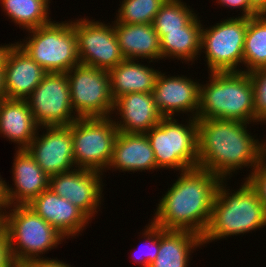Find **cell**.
Here are the masks:
<instances>
[{
  "label": "cell",
  "instance_id": "cell-12",
  "mask_svg": "<svg viewBox=\"0 0 266 267\" xmlns=\"http://www.w3.org/2000/svg\"><path fill=\"white\" fill-rule=\"evenodd\" d=\"M78 18L74 20L78 56L81 64L109 71L125 60L113 23ZM110 24V25H108Z\"/></svg>",
  "mask_w": 266,
  "mask_h": 267
},
{
  "label": "cell",
  "instance_id": "cell-29",
  "mask_svg": "<svg viewBox=\"0 0 266 267\" xmlns=\"http://www.w3.org/2000/svg\"><path fill=\"white\" fill-rule=\"evenodd\" d=\"M167 0H122L112 22L152 24L155 15Z\"/></svg>",
  "mask_w": 266,
  "mask_h": 267
},
{
  "label": "cell",
  "instance_id": "cell-17",
  "mask_svg": "<svg viewBox=\"0 0 266 267\" xmlns=\"http://www.w3.org/2000/svg\"><path fill=\"white\" fill-rule=\"evenodd\" d=\"M113 122L119 132L145 134L164 117L154 103L152 93L134 92L124 94L114 100ZM121 116V117H120ZM121 119V120H119ZM118 120V121H117Z\"/></svg>",
  "mask_w": 266,
  "mask_h": 267
},
{
  "label": "cell",
  "instance_id": "cell-27",
  "mask_svg": "<svg viewBox=\"0 0 266 267\" xmlns=\"http://www.w3.org/2000/svg\"><path fill=\"white\" fill-rule=\"evenodd\" d=\"M243 72L266 67V14L248 18L243 47Z\"/></svg>",
  "mask_w": 266,
  "mask_h": 267
},
{
  "label": "cell",
  "instance_id": "cell-3",
  "mask_svg": "<svg viewBox=\"0 0 266 267\" xmlns=\"http://www.w3.org/2000/svg\"><path fill=\"white\" fill-rule=\"evenodd\" d=\"M222 180L217 187L209 225L202 236V243L238 236L261 230L266 226V210L251 184L244 180L232 192ZM228 188V189H227Z\"/></svg>",
  "mask_w": 266,
  "mask_h": 267
},
{
  "label": "cell",
  "instance_id": "cell-20",
  "mask_svg": "<svg viewBox=\"0 0 266 267\" xmlns=\"http://www.w3.org/2000/svg\"><path fill=\"white\" fill-rule=\"evenodd\" d=\"M111 169L124 173L158 169L152 146L146 134L119 132L114 142L112 158L107 171Z\"/></svg>",
  "mask_w": 266,
  "mask_h": 267
},
{
  "label": "cell",
  "instance_id": "cell-40",
  "mask_svg": "<svg viewBox=\"0 0 266 267\" xmlns=\"http://www.w3.org/2000/svg\"><path fill=\"white\" fill-rule=\"evenodd\" d=\"M4 230V214L0 213V233Z\"/></svg>",
  "mask_w": 266,
  "mask_h": 267
},
{
  "label": "cell",
  "instance_id": "cell-10",
  "mask_svg": "<svg viewBox=\"0 0 266 267\" xmlns=\"http://www.w3.org/2000/svg\"><path fill=\"white\" fill-rule=\"evenodd\" d=\"M71 105L78 118L111 117L114 100L109 72L79 63L67 72Z\"/></svg>",
  "mask_w": 266,
  "mask_h": 267
},
{
  "label": "cell",
  "instance_id": "cell-19",
  "mask_svg": "<svg viewBox=\"0 0 266 267\" xmlns=\"http://www.w3.org/2000/svg\"><path fill=\"white\" fill-rule=\"evenodd\" d=\"M48 72L15 44L4 66V89L8 99H26Z\"/></svg>",
  "mask_w": 266,
  "mask_h": 267
},
{
  "label": "cell",
  "instance_id": "cell-32",
  "mask_svg": "<svg viewBox=\"0 0 266 267\" xmlns=\"http://www.w3.org/2000/svg\"><path fill=\"white\" fill-rule=\"evenodd\" d=\"M246 180L258 192V196L266 210V153L261 158L259 165Z\"/></svg>",
  "mask_w": 266,
  "mask_h": 267
},
{
  "label": "cell",
  "instance_id": "cell-38",
  "mask_svg": "<svg viewBox=\"0 0 266 267\" xmlns=\"http://www.w3.org/2000/svg\"><path fill=\"white\" fill-rule=\"evenodd\" d=\"M251 7L258 14H266V0H249Z\"/></svg>",
  "mask_w": 266,
  "mask_h": 267
},
{
  "label": "cell",
  "instance_id": "cell-30",
  "mask_svg": "<svg viewBox=\"0 0 266 267\" xmlns=\"http://www.w3.org/2000/svg\"><path fill=\"white\" fill-rule=\"evenodd\" d=\"M164 230H165L164 228L156 226L152 221L149 222L147 226H145V229L142 232V238L145 239V242H143V244H145L144 247L146 246L147 248L143 249L144 247L142 246L143 247V248L141 247L142 250L140 248L138 249V251H136L137 253V255H135L136 258H133L134 263H136L140 267H150V264L156 259V256L158 255L159 235Z\"/></svg>",
  "mask_w": 266,
  "mask_h": 267
},
{
  "label": "cell",
  "instance_id": "cell-16",
  "mask_svg": "<svg viewBox=\"0 0 266 267\" xmlns=\"http://www.w3.org/2000/svg\"><path fill=\"white\" fill-rule=\"evenodd\" d=\"M27 206L66 239L81 235L80 232L91 222L78 207L49 188L34 198Z\"/></svg>",
  "mask_w": 266,
  "mask_h": 267
},
{
  "label": "cell",
  "instance_id": "cell-2",
  "mask_svg": "<svg viewBox=\"0 0 266 267\" xmlns=\"http://www.w3.org/2000/svg\"><path fill=\"white\" fill-rule=\"evenodd\" d=\"M180 173L159 199L151 221L165 230H185L202 237L222 179L199 167Z\"/></svg>",
  "mask_w": 266,
  "mask_h": 267
},
{
  "label": "cell",
  "instance_id": "cell-24",
  "mask_svg": "<svg viewBox=\"0 0 266 267\" xmlns=\"http://www.w3.org/2000/svg\"><path fill=\"white\" fill-rule=\"evenodd\" d=\"M202 237L185 230H164L159 235V251L150 267H188L190 256L202 248Z\"/></svg>",
  "mask_w": 266,
  "mask_h": 267
},
{
  "label": "cell",
  "instance_id": "cell-1",
  "mask_svg": "<svg viewBox=\"0 0 266 267\" xmlns=\"http://www.w3.org/2000/svg\"><path fill=\"white\" fill-rule=\"evenodd\" d=\"M249 124L227 119H198V167L226 181L236 170L247 167L252 171L243 179L246 180L266 153V140L255 139L247 129Z\"/></svg>",
  "mask_w": 266,
  "mask_h": 267
},
{
  "label": "cell",
  "instance_id": "cell-34",
  "mask_svg": "<svg viewBox=\"0 0 266 267\" xmlns=\"http://www.w3.org/2000/svg\"><path fill=\"white\" fill-rule=\"evenodd\" d=\"M220 6L232 9H241V17L251 18L258 13L251 7L249 0H217ZM233 7V8H232Z\"/></svg>",
  "mask_w": 266,
  "mask_h": 267
},
{
  "label": "cell",
  "instance_id": "cell-23",
  "mask_svg": "<svg viewBox=\"0 0 266 267\" xmlns=\"http://www.w3.org/2000/svg\"><path fill=\"white\" fill-rule=\"evenodd\" d=\"M138 62L135 59H125L108 71L113 100L134 92L152 93L160 71Z\"/></svg>",
  "mask_w": 266,
  "mask_h": 267
},
{
  "label": "cell",
  "instance_id": "cell-26",
  "mask_svg": "<svg viewBox=\"0 0 266 267\" xmlns=\"http://www.w3.org/2000/svg\"><path fill=\"white\" fill-rule=\"evenodd\" d=\"M0 3L11 22L26 31L51 22L50 0H0Z\"/></svg>",
  "mask_w": 266,
  "mask_h": 267
},
{
  "label": "cell",
  "instance_id": "cell-37",
  "mask_svg": "<svg viewBox=\"0 0 266 267\" xmlns=\"http://www.w3.org/2000/svg\"><path fill=\"white\" fill-rule=\"evenodd\" d=\"M15 44H16V42L11 43V44L10 43L5 44V45L1 44V46H0V70H4V66L6 64L8 54Z\"/></svg>",
  "mask_w": 266,
  "mask_h": 267
},
{
  "label": "cell",
  "instance_id": "cell-21",
  "mask_svg": "<svg viewBox=\"0 0 266 267\" xmlns=\"http://www.w3.org/2000/svg\"><path fill=\"white\" fill-rule=\"evenodd\" d=\"M40 126L33 117L26 99L0 100V135L26 149Z\"/></svg>",
  "mask_w": 266,
  "mask_h": 267
},
{
  "label": "cell",
  "instance_id": "cell-4",
  "mask_svg": "<svg viewBox=\"0 0 266 267\" xmlns=\"http://www.w3.org/2000/svg\"><path fill=\"white\" fill-rule=\"evenodd\" d=\"M209 76L207 83L200 84L197 119L259 124L255 119L253 86L247 72H212Z\"/></svg>",
  "mask_w": 266,
  "mask_h": 267
},
{
  "label": "cell",
  "instance_id": "cell-13",
  "mask_svg": "<svg viewBox=\"0 0 266 267\" xmlns=\"http://www.w3.org/2000/svg\"><path fill=\"white\" fill-rule=\"evenodd\" d=\"M102 175L97 171L75 168L50 176L49 189L70 201L92 221L103 204Z\"/></svg>",
  "mask_w": 266,
  "mask_h": 267
},
{
  "label": "cell",
  "instance_id": "cell-36",
  "mask_svg": "<svg viewBox=\"0 0 266 267\" xmlns=\"http://www.w3.org/2000/svg\"><path fill=\"white\" fill-rule=\"evenodd\" d=\"M9 207L8 199L6 196V182L0 175V213H5Z\"/></svg>",
  "mask_w": 266,
  "mask_h": 267
},
{
  "label": "cell",
  "instance_id": "cell-35",
  "mask_svg": "<svg viewBox=\"0 0 266 267\" xmlns=\"http://www.w3.org/2000/svg\"><path fill=\"white\" fill-rule=\"evenodd\" d=\"M24 267H71L70 264H66V262L64 263L62 260H56L54 258H38V259H33L30 260L28 262H26L24 265ZM74 267V266H73Z\"/></svg>",
  "mask_w": 266,
  "mask_h": 267
},
{
  "label": "cell",
  "instance_id": "cell-7",
  "mask_svg": "<svg viewBox=\"0 0 266 267\" xmlns=\"http://www.w3.org/2000/svg\"><path fill=\"white\" fill-rule=\"evenodd\" d=\"M180 124L176 118H163L145 134L152 146L158 169L181 171L198 167V119Z\"/></svg>",
  "mask_w": 266,
  "mask_h": 267
},
{
  "label": "cell",
  "instance_id": "cell-18",
  "mask_svg": "<svg viewBox=\"0 0 266 267\" xmlns=\"http://www.w3.org/2000/svg\"><path fill=\"white\" fill-rule=\"evenodd\" d=\"M14 157L12 166L14 187L6 182L8 203L9 206L28 205L34 198L49 188L50 177L26 149H17Z\"/></svg>",
  "mask_w": 266,
  "mask_h": 267
},
{
  "label": "cell",
  "instance_id": "cell-14",
  "mask_svg": "<svg viewBox=\"0 0 266 267\" xmlns=\"http://www.w3.org/2000/svg\"><path fill=\"white\" fill-rule=\"evenodd\" d=\"M41 129L44 131L41 134ZM46 132H45V130ZM26 150L50 177L76 168L73 155L71 124L69 126H41Z\"/></svg>",
  "mask_w": 266,
  "mask_h": 267
},
{
  "label": "cell",
  "instance_id": "cell-6",
  "mask_svg": "<svg viewBox=\"0 0 266 267\" xmlns=\"http://www.w3.org/2000/svg\"><path fill=\"white\" fill-rule=\"evenodd\" d=\"M55 22L27 30L26 40L16 44L48 73H67L80 63L74 19Z\"/></svg>",
  "mask_w": 266,
  "mask_h": 267
},
{
  "label": "cell",
  "instance_id": "cell-31",
  "mask_svg": "<svg viewBox=\"0 0 266 267\" xmlns=\"http://www.w3.org/2000/svg\"><path fill=\"white\" fill-rule=\"evenodd\" d=\"M254 92L255 119L266 124V67L248 73Z\"/></svg>",
  "mask_w": 266,
  "mask_h": 267
},
{
  "label": "cell",
  "instance_id": "cell-39",
  "mask_svg": "<svg viewBox=\"0 0 266 267\" xmlns=\"http://www.w3.org/2000/svg\"><path fill=\"white\" fill-rule=\"evenodd\" d=\"M4 98H6L4 89V70H0V100Z\"/></svg>",
  "mask_w": 266,
  "mask_h": 267
},
{
  "label": "cell",
  "instance_id": "cell-8",
  "mask_svg": "<svg viewBox=\"0 0 266 267\" xmlns=\"http://www.w3.org/2000/svg\"><path fill=\"white\" fill-rule=\"evenodd\" d=\"M118 133L112 117L75 120L71 135L76 168L106 172Z\"/></svg>",
  "mask_w": 266,
  "mask_h": 267
},
{
  "label": "cell",
  "instance_id": "cell-5",
  "mask_svg": "<svg viewBox=\"0 0 266 267\" xmlns=\"http://www.w3.org/2000/svg\"><path fill=\"white\" fill-rule=\"evenodd\" d=\"M7 211L4 213V231L17 265L43 258V253L58 247L66 239L27 205L9 206Z\"/></svg>",
  "mask_w": 266,
  "mask_h": 267
},
{
  "label": "cell",
  "instance_id": "cell-15",
  "mask_svg": "<svg viewBox=\"0 0 266 267\" xmlns=\"http://www.w3.org/2000/svg\"><path fill=\"white\" fill-rule=\"evenodd\" d=\"M159 72L152 95L154 103L164 118H174L179 113L197 118L200 105V84L184 75L170 76ZM177 113V114H176Z\"/></svg>",
  "mask_w": 266,
  "mask_h": 267
},
{
  "label": "cell",
  "instance_id": "cell-22",
  "mask_svg": "<svg viewBox=\"0 0 266 267\" xmlns=\"http://www.w3.org/2000/svg\"><path fill=\"white\" fill-rule=\"evenodd\" d=\"M113 28L125 59H148V63L162 60L160 39L153 24L113 22Z\"/></svg>",
  "mask_w": 266,
  "mask_h": 267
},
{
  "label": "cell",
  "instance_id": "cell-33",
  "mask_svg": "<svg viewBox=\"0 0 266 267\" xmlns=\"http://www.w3.org/2000/svg\"><path fill=\"white\" fill-rule=\"evenodd\" d=\"M11 254V248L7 233L3 230L0 233V267H17Z\"/></svg>",
  "mask_w": 266,
  "mask_h": 267
},
{
  "label": "cell",
  "instance_id": "cell-28",
  "mask_svg": "<svg viewBox=\"0 0 266 267\" xmlns=\"http://www.w3.org/2000/svg\"><path fill=\"white\" fill-rule=\"evenodd\" d=\"M197 14L182 0H167L155 15V31H174L186 27Z\"/></svg>",
  "mask_w": 266,
  "mask_h": 267
},
{
  "label": "cell",
  "instance_id": "cell-11",
  "mask_svg": "<svg viewBox=\"0 0 266 267\" xmlns=\"http://www.w3.org/2000/svg\"><path fill=\"white\" fill-rule=\"evenodd\" d=\"M26 100L40 127L69 126L78 119L71 105L67 73H47Z\"/></svg>",
  "mask_w": 266,
  "mask_h": 267
},
{
  "label": "cell",
  "instance_id": "cell-9",
  "mask_svg": "<svg viewBox=\"0 0 266 267\" xmlns=\"http://www.w3.org/2000/svg\"><path fill=\"white\" fill-rule=\"evenodd\" d=\"M247 23V17L236 16L207 28L202 25L200 52L210 73L241 71Z\"/></svg>",
  "mask_w": 266,
  "mask_h": 267
},
{
  "label": "cell",
  "instance_id": "cell-25",
  "mask_svg": "<svg viewBox=\"0 0 266 267\" xmlns=\"http://www.w3.org/2000/svg\"><path fill=\"white\" fill-rule=\"evenodd\" d=\"M160 39L162 59L187 62L191 65L201 56L202 23L197 15L186 27L174 31H156ZM200 55V56H199Z\"/></svg>",
  "mask_w": 266,
  "mask_h": 267
}]
</instances>
